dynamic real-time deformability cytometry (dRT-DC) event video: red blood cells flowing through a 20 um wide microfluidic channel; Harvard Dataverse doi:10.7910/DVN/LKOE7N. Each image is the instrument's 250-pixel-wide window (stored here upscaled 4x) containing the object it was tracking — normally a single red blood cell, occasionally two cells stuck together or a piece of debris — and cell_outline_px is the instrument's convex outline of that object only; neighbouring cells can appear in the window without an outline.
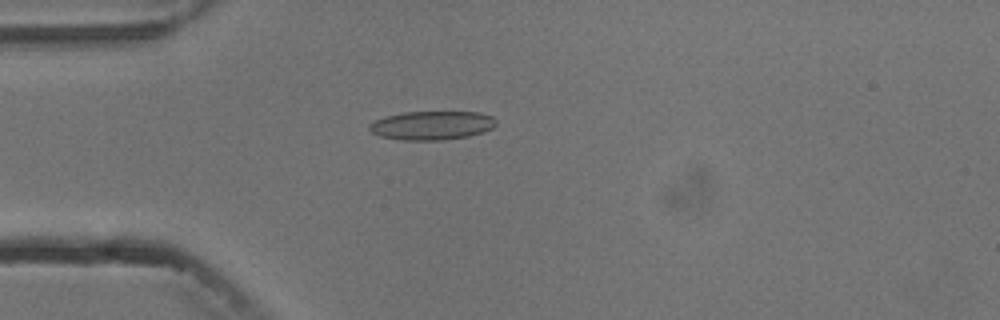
{"species": "common noctule bat (a hibernating species)", "species_latin": "Nyctalus noctula", "temperature_condition": "cold", "stored_images_in_passage": 5, "camera_frame_rate_fps": 3000, "um_per_image_px": 0.085, "animal": {"sex": "male", "body_mass_g": 13.3}, "frame": {"image": 1, "passage_image": 4, "time_ms": 4.333, "image_size_px": [1000, 320], "cell_outline_px": [[496, 124], [492, 128], [484, 132], [468, 136], [444, 140], [400, 140], [380, 136], [372, 132], [368, 128], [368, 124], [384, 116], [404, 112], [480, 112], [492, 116], [496, 120]], "centroid_in_image_um": [36.71, 10.66], "position_along_channel_um": 48.3, "area_um2": 21.39}}